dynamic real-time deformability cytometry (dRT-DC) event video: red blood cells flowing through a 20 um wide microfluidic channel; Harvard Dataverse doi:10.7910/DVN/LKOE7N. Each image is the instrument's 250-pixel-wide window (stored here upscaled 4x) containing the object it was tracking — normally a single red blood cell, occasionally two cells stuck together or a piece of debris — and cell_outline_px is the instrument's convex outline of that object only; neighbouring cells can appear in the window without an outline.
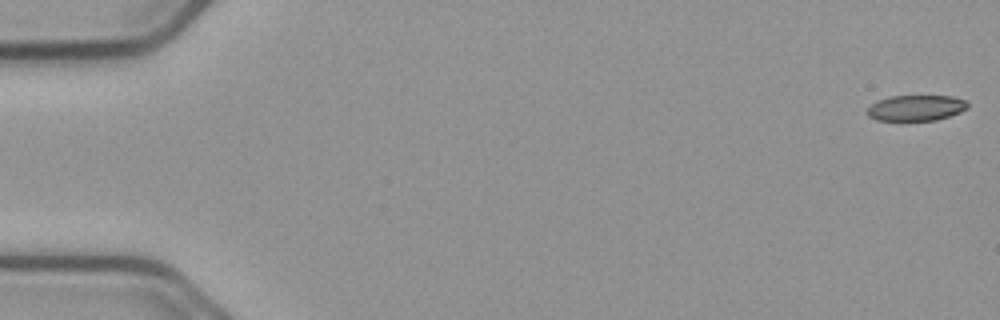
{"species": "common noctule bat (a hibernating species)", "species_latin": "Nyctalus noctula", "temperature_condition": "cold", "stored_images_in_passage": 56, "camera_frame_rate_fps": 3000, "um_per_image_px": 0.085, "animal": {"sex": "male", "body_mass_g": 23.1, "forearm_length_mm": 52.7}, "frame": {"image": 1, "passage_image": 1, "time_ms": 0.0, "image_size_px": [1000, 320], "cell_outline_px": [[968, 108], [960, 112], [936, 120], [876, 120], [868, 116], [868, 108], [876, 100], [892, 96], [952, 96], [964, 100], [968, 104]], "centroid_in_image_um": [77.86, 9.17], "position_along_channel_um": 7.1, "area_um2": 14.91}}
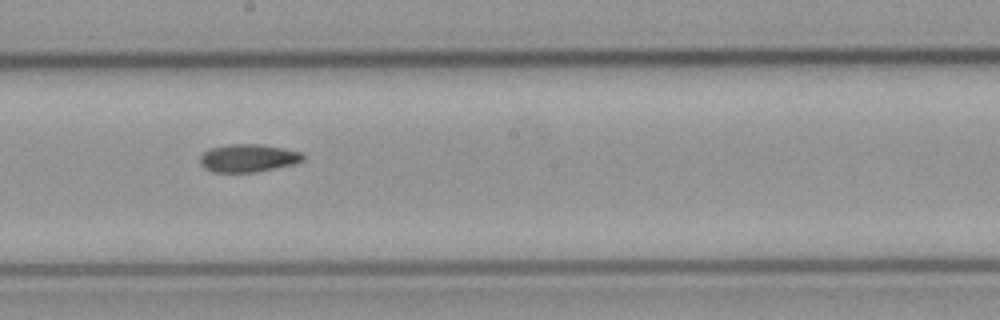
{"frame": {"image": 2, "passage_image": 31, "time_ms": 10.0, "image_size_px": [1000, 320], "cell_outline_px": [[304, 160], [292, 164], [256, 172], [212, 172], [204, 168], [200, 164], [200, 156], [208, 148], [228, 144], [260, 144], [300, 152], [304, 156]], "centroid_in_image_um": [21.03, 13.43], "position_along_channel_um": 227.2, "area_um2": 16.65}}
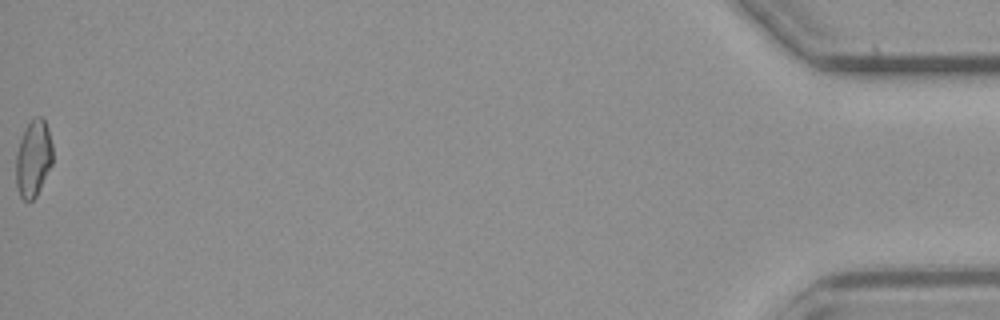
{"frame": {"image": 3, "passage_image": 56, "time_ms": 18.333, "image_size_px": [1000, 320], "cell_outline_px": [[52, 164], [36, 196], [28, 204], [20, 196], [16, 184], [16, 156], [20, 140], [28, 124], [36, 116], [40, 116], [44, 120], [48, 128], [52, 144]], "centroid_in_image_um": [2.84, 13.5], "position_along_channel_um": 432.4, "area_um2": 16.3}, "authors_computed_cell_mechanics": {"area_um2": 16.5019, "velocity_mm_per_s": 3.7291, "shape_relaxation_time_tau1_ms": null, "shape_relaxation_time_tau2_ms": 9.8824, "deformation_change_tau1": null, "deformation_change_tau2": 0.1761}}